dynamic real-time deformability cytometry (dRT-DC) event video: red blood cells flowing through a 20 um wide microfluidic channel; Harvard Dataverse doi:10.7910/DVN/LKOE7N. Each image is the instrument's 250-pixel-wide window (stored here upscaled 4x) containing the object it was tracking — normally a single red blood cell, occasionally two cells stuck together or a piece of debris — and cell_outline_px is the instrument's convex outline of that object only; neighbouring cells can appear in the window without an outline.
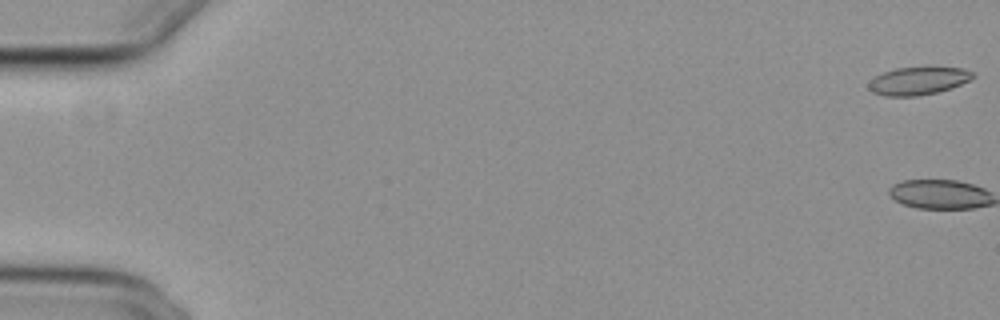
{"species": "common noctule bat (a hibernating species)", "species_latin": "Nyctalus noctula", "temperature_condition": "cold", "stored_images_in_passage": 4, "camera_frame_rate_fps": 3000, "um_per_image_px": 0.085, "animal": {"sex": "female", "body_mass_g": 29.2, "forearm_length_mm": 56.3}, "frame": {"image": 1, "passage_image": 1, "time_ms": 0.0, "image_size_px": [1000, 320], "cell_outline_px": [[976, 76], [952, 88], [936, 92], [916, 96], [884, 96], [872, 92], [868, 88], [868, 84], [876, 76], [884, 72], [896, 68], [928, 64], [964, 68], [972, 72]], "centroid_in_image_um": [78.09, 6.82], "position_along_channel_um": 6.9, "area_um2": 17.57}}